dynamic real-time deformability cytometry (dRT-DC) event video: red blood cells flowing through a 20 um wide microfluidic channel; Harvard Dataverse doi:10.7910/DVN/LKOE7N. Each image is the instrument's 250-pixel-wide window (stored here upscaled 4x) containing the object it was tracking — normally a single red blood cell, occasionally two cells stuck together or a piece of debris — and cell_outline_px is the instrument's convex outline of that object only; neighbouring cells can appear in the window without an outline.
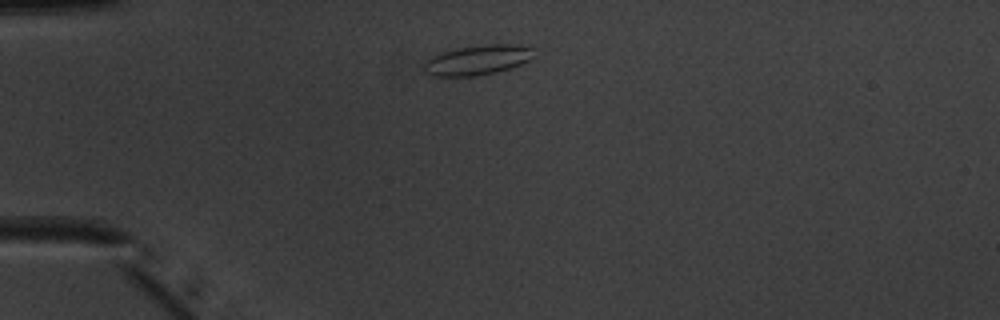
{"species": "common noctule bat (a hibernating species)", "species_latin": "Nyctalus noctula", "temperature_condition": "warm", "stored_images_in_passage": 39, "camera_frame_rate_fps": 3000, "um_per_image_px": 0.085, "animal": {"sex": "male", "body_mass_g": 20.1, "forearm_length_mm": 53.5}, "frame": {"image": 1, "passage_image": 1, "time_ms": 0.0, "image_size_px": [1000, 320], "cell_outline_px": [[532, 60], [496, 72], [476, 76], [428, 76], [424, 72], [424, 60], [440, 52], [456, 48], [480, 44], [528, 44], [532, 48]], "centroid_in_image_um": [40.56, 5.08], "position_along_channel_um": 44.4, "area_um2": 19.54}}
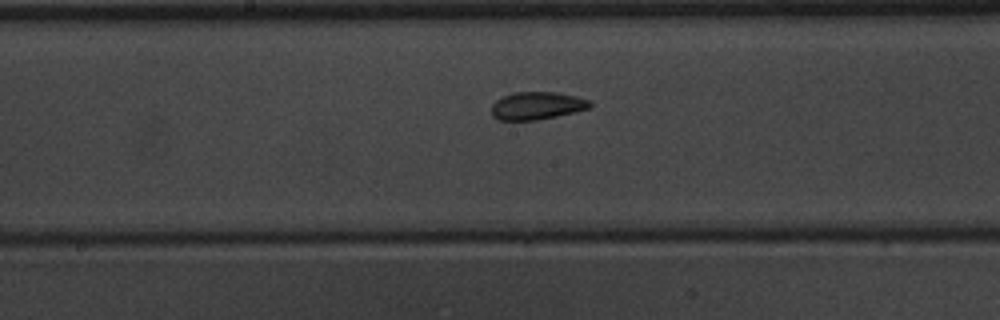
{"frame": {"image": 2, "passage_image": 15, "time_ms": 4.667, "image_size_px": [1000, 320], "cell_outline_px": [[592, 104], [588, 108], [576, 112], [536, 120], [500, 120], [492, 116], [492, 104], [496, 100], [512, 92], [556, 92], [576, 96], [588, 100]], "centroid_in_image_um": [45.62, 8.98], "position_along_channel_um": 202.6, "area_um2": 15.84}}
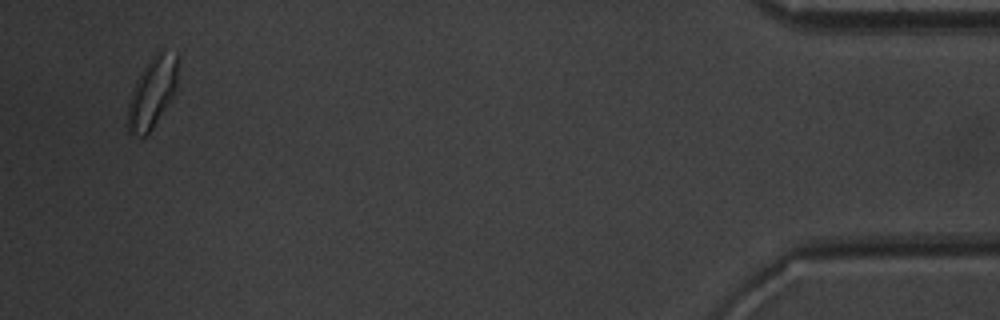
{"frame": {"image": 3, "passage_image": 37, "time_ms": 12.0, "image_size_px": [1000, 320], "cell_outline_px": [[176, 88], [172, 96], [152, 128], [144, 136], [140, 136], [128, 132], [128, 100], [132, 88], [140, 72], [152, 56], [160, 48], [176, 52]], "centroid_in_image_um": [12.91, 7.81], "position_along_channel_um": 422.3, "area_um2": 20.35}, "authors_computed_cell_mechanics": {"area_um2": 16.3574, "velocity_mm_per_s": 3.9681, "shape_relaxation_time_tau1_ms": 5.128, "shape_relaxation_time_tau2_ms": 2.3734, "deformation_change_tau1": 0.1134, "deformation_change_tau2": 0.0825}}